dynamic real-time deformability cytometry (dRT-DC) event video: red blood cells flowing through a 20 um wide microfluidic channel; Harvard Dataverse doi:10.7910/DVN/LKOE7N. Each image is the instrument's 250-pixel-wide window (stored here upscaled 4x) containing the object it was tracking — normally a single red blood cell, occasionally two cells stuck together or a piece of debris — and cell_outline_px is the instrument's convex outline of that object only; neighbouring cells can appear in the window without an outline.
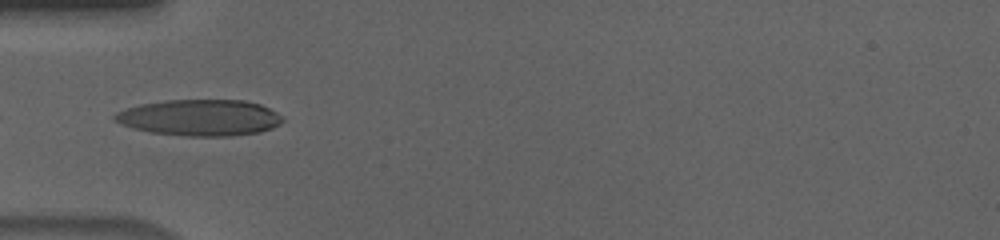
{"species": "human", "species_latin": "Homo sapiens", "temperature_condition": "cold", "stored_images_in_passage": 33, "camera_frame_rate_fps": 3000, "um_per_image_px": 0.085, "donor": {"sex": "male"}, "frame": {"image": 1, "passage_image": 1, "time_ms": 0.0, "image_size_px": [1000, 240], "cell_outline_px": [[284, 120], [280, 124], [272, 128], [260, 132], [232, 136], [188, 136], [152, 132], [132, 128], [120, 124], [112, 120], [112, 116], [116, 112], [140, 104], [168, 100], [244, 100], [260, 104], [276, 112]], "centroid_in_image_um": [16.97, 10.0], "position_along_channel_um": 68.0, "area_um2": 35.49}, "authors_computed_cell_mechanics": {"area_um2": 35.258, "velocity_mm_per_s": 3.6376, "shape_relaxation_time_tau1_ms": 5.2794, "shape_relaxation_time_tau2_ms": null, "deformation_change_tau1": 0.2335, "deformation_change_tau2": null}}